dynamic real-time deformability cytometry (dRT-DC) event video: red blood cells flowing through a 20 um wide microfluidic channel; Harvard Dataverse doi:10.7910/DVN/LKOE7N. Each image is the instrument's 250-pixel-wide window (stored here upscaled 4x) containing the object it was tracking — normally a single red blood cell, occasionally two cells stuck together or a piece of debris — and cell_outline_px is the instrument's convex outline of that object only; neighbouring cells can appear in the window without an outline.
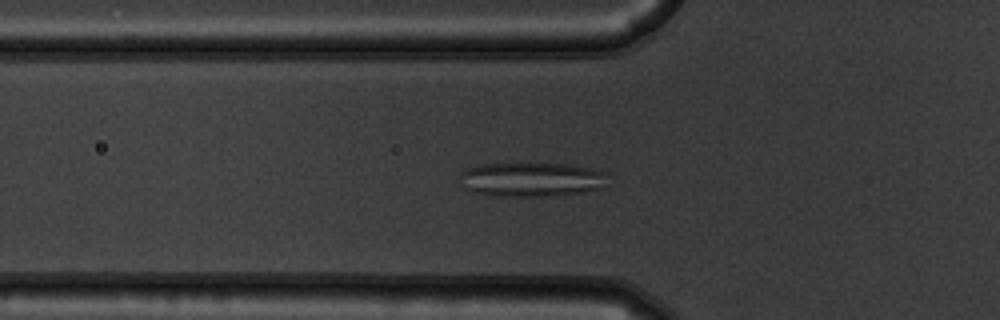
{"species": "common noctule bat (a hibernating species)", "species_latin": "Nyctalus noctula", "temperature_condition": "warm", "stored_images_in_passage": 54, "camera_frame_rate_fps": 3000, "um_per_image_px": 0.085, "animal": {"sex": "male", "body_mass_g": 19.5, "forearm_length_mm": 54.6}, "frame": {"image": 1, "passage_image": 19, "time_ms": 6.0, "image_size_px": [1000, 320], "cell_outline_px": [[608, 172], [604, 188], [584, 192], [544, 196], [488, 196], [472, 192], [464, 188], [460, 184], [456, 176], [464, 168], [484, 164], [568, 164], [592, 168]], "centroid_in_image_um": [45.12, 15.26], "position_along_channel_um": 80.7, "area_um2": 30.11}}
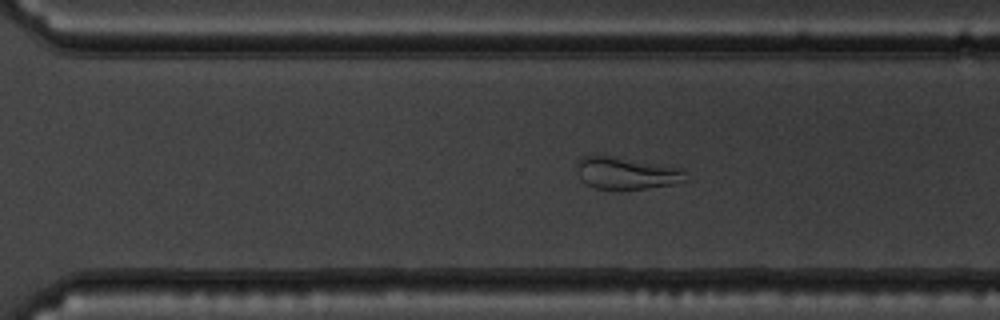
{"frame": {"image": 2, "passage_image": 38, "time_ms": 12.333, "image_size_px": [1000, 320], "cell_outline_px": [[688, 180], [672, 184], [620, 192], [596, 188], [580, 180], [576, 168], [576, 164], [580, 156], [604, 152], [684, 168]], "centroid_in_image_um": [53.2, 14.67], "position_along_channel_um": 317.4, "area_um2": 22.08}}
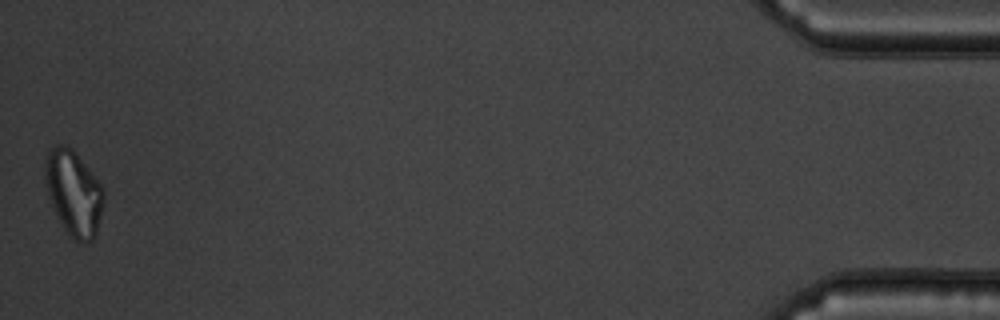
{"frame": {"image": 3, "passage_image": 54, "time_ms": 17.667, "image_size_px": [1000, 320], "cell_outline_px": [[104, 200], [96, 236], [92, 240], [76, 240], [68, 236], [52, 204], [44, 180], [44, 164], [48, 152], [56, 144], [68, 144], [72, 148], [104, 188]], "centroid_in_image_um": [6.26, 16.36], "position_along_channel_um": 428.9, "area_um2": 28.84}, "authors_computed_cell_mechanics": {"area_um2": 26.8481, "velocity_mm_per_s": 3.7434, "shape_relaxation_time_tau1_ms": null, "shape_relaxation_time_tau2_ms": 2.1276, "deformation_change_tau1": null, "deformation_change_tau2": 0.1055}}